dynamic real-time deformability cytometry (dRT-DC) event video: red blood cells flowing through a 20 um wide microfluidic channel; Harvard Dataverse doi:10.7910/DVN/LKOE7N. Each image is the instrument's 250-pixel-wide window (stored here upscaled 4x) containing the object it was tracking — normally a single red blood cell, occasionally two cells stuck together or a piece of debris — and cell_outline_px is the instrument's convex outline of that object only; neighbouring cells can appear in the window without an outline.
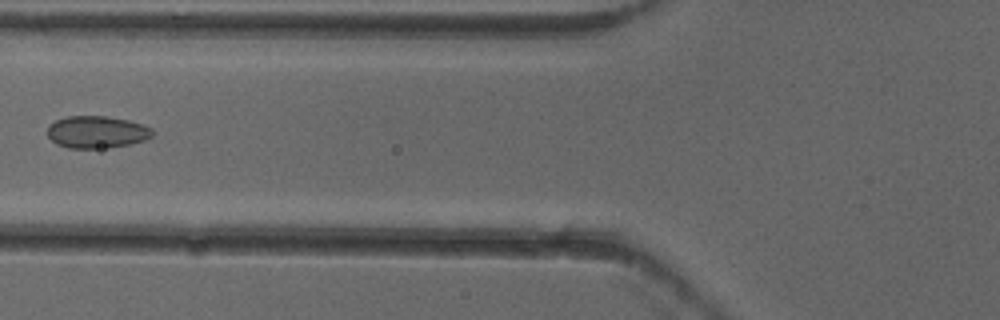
{"species": "common noctule bat (a hibernating species)", "species_latin": "Nyctalus noctula", "temperature_condition": "cold", "stored_images_in_passage": 3, "camera_frame_rate_fps": 3000, "um_per_image_px": 0.085, "animal": {"sex": "female"}, "frame": {"image": 1, "passage_image": 3, "time_ms": 0.667, "image_size_px": [1000, 320], "cell_outline_px": [[152, 136], [144, 140], [128, 144], [100, 148], [68, 148], [56, 144], [48, 136], [48, 124], [56, 120], [68, 116], [108, 116], [128, 120], [144, 124], [152, 128]], "centroid_in_image_um": [8.21, 11.21], "position_along_channel_um": 117.6, "area_um2": 19.65}}